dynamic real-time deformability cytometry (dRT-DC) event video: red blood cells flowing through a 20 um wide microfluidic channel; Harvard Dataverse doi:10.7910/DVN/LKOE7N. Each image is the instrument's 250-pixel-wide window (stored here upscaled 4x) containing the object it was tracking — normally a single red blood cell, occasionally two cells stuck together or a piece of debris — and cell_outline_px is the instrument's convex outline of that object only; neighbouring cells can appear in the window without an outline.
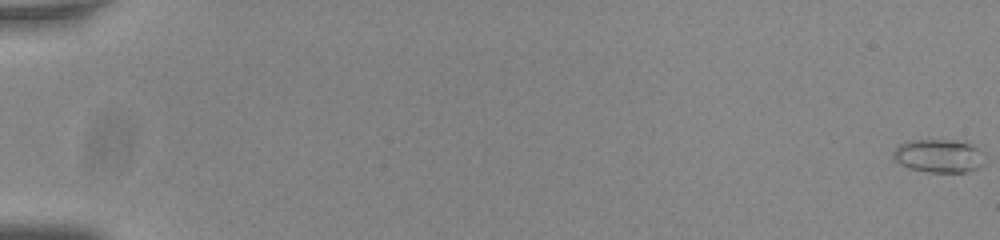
{"species": "common noctule bat (a hibernating species)", "species_latin": "Nyctalus noctula", "temperature_condition": "room temperature", "stored_images_in_passage": 57, "camera_frame_rate_fps": 3000, "um_per_image_px": 0.085, "animal": {"sex": "male", "body_mass_g": 20.0, "forearm_length_mm": 53.3}, "frame": {"image": 1, "passage_image": 1, "time_ms": 0.0, "image_size_px": [1000, 240], "cell_outline_px": [[984, 164], [968, 172], [928, 172], [912, 168], [900, 164], [892, 156], [896, 148], [900, 144], [912, 140], [956, 140], [972, 144], [976, 148]], "centroid_in_image_um": [79.77, 13.25], "position_along_channel_um": 5.2, "area_um2": 17.34}}
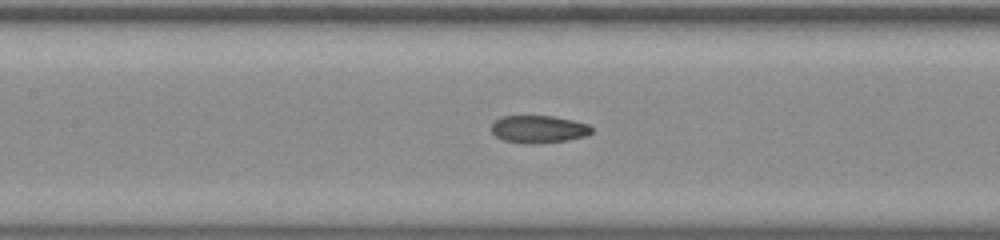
{"frame": {"image": 2, "passage_image": 29, "time_ms": 9.333, "image_size_px": [1000, 240], "cell_outline_px": [[592, 132], [584, 136], [568, 140], [540, 144], [504, 140], [496, 136], [492, 132], [492, 124], [500, 116], [552, 116], [572, 120], [588, 124], [592, 128]], "centroid_in_image_um": [45.79, 10.97], "position_along_channel_um": 161.6, "area_um2": 15.9}}
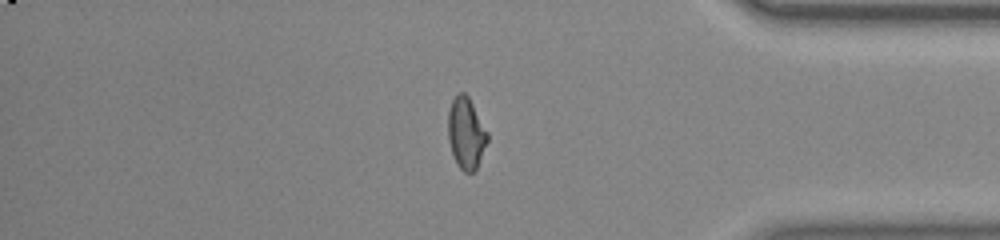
{"frame": {"image": 3, "passage_image": 49, "time_ms": 16.0, "image_size_px": [1000, 240], "cell_outline_px": [[488, 140], [476, 168], [472, 172], [464, 172], [456, 164], [448, 140], [448, 112], [452, 100], [460, 92], [464, 92], [468, 96], [488, 132]], "centroid_in_image_um": [39.61, 11.32], "position_along_channel_um": 395.6, "area_um2": 16.24}, "authors_computed_cell_mechanics": {"area_um2": 16.4152, "velocity_mm_per_s": 3.8082, "shape_relaxation_time_tau1_ms": null, "shape_relaxation_time_tau2_ms": 1.4765, "deformation_change_tau1": null, "deformation_change_tau2": 0.0732}}